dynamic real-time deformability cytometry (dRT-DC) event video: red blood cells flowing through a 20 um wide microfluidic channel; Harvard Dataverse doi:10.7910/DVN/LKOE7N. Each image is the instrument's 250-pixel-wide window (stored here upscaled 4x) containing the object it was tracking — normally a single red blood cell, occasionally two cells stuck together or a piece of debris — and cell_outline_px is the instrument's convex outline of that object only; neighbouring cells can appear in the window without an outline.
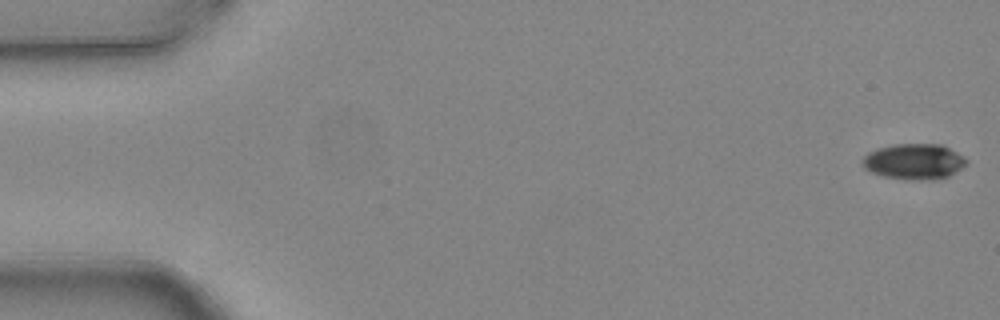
{"species": "common noctule bat (a hibernating species)", "species_latin": "Nyctalus noctula", "temperature_condition": "warm", "stored_images_in_passage": 5, "camera_frame_rate_fps": 3000, "um_per_image_px": 0.085, "animal": {"sex": "female", "body_mass_g": 24.6, "forearm_length_mm": 56.2}, "frame": {"image": 1, "passage_image": 1, "time_ms": 0.0, "image_size_px": [1000, 320], "cell_outline_px": [[968, 164], [948, 176], [932, 180], [908, 180], [884, 176], [872, 172], [864, 168], [860, 160], [868, 152], [876, 148], [892, 144], [940, 144], [964, 156], [968, 160]], "centroid_in_image_um": [77.68, 13.73], "position_along_channel_um": 7.3, "area_um2": 21.79}}
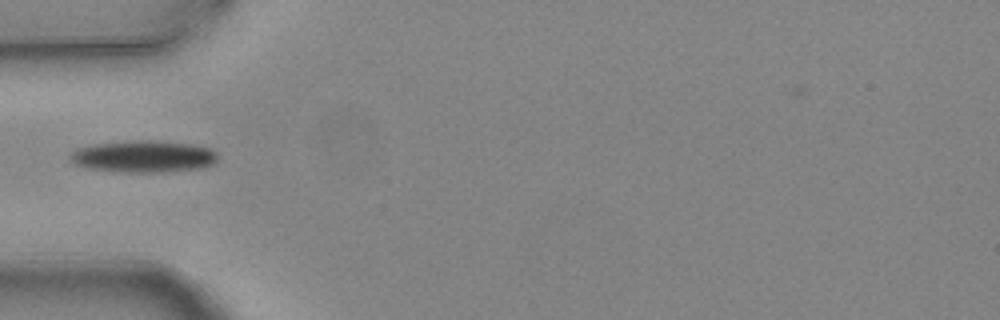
{"frame": {"image": 2, "passage_image": 5, "time_ms": 1.333, "image_size_px": [1000, 320], "cell_outline_px": [[216, 160], [212, 164], [204, 168], [160, 172], [124, 172], [88, 168], [76, 164], [68, 160], [68, 156], [76, 148], [92, 144], [132, 140], [148, 140], [192, 144], [212, 148], [216, 152]], "centroid_in_image_um": [12.18, 13.29], "position_along_channel_um": 72.8, "area_um2": 27.57}}